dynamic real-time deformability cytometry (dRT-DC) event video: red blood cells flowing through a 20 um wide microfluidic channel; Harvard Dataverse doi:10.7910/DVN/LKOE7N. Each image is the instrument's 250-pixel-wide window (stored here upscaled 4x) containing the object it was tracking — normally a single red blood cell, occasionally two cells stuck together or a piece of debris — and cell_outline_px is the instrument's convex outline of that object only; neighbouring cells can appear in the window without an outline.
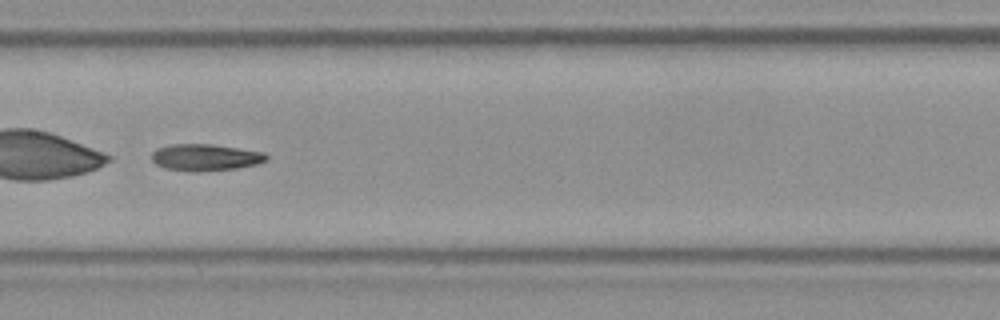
{"species": "Egyptian fruit bat (a non-hibernating species)", "species_latin": "Rousettus aegyptiacus", "temperature_condition": "room temperature", "stored_images_in_passage": 49, "camera_frame_rate_fps": 3000, "um_per_image_px": 0.085, "frame": {"image": 1, "passage_image": 25, "time_ms": 8.0, "image_size_px": [1000, 320], "cell_outline_px": [[268, 160], [260, 164], [236, 168], [200, 172], [188, 172], [164, 168], [156, 164], [152, 160], [152, 152], [156, 148], [168, 144], [212, 144], [264, 152], [268, 156]], "centroid_in_image_um": [17.45, 13.38], "position_along_channel_um": 189.9, "area_um2": 18.21}}
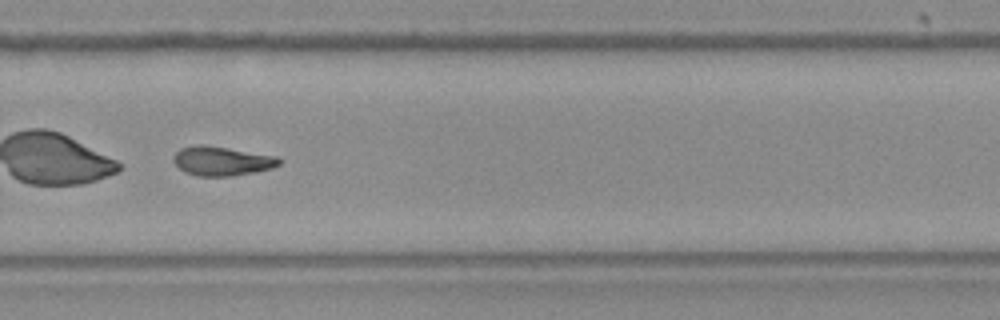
{"frame": {"image": 2, "passage_image": 34, "time_ms": 11.0, "image_size_px": [1000, 320], "cell_outline_px": [[284, 160], [280, 164], [272, 168], [256, 172], [232, 176], [196, 176], [184, 172], [172, 160], [172, 156], [180, 148], [228, 148], [280, 156]], "centroid_in_image_um": [18.96, 13.74], "position_along_channel_um": 310.8, "area_um2": 17.57}}